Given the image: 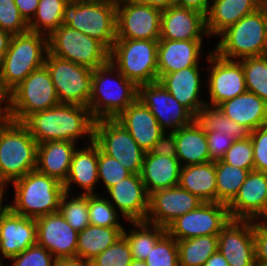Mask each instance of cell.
I'll return each mask as SVG.
<instances>
[{"mask_svg": "<svg viewBox=\"0 0 267 266\" xmlns=\"http://www.w3.org/2000/svg\"><path fill=\"white\" fill-rule=\"evenodd\" d=\"M23 124L38 144L49 141H72L81 146V141L94 140L95 119L88 107L60 103L50 109L29 116Z\"/></svg>", "mask_w": 267, "mask_h": 266, "instance_id": "6da1fadb", "label": "cell"}, {"mask_svg": "<svg viewBox=\"0 0 267 266\" xmlns=\"http://www.w3.org/2000/svg\"><path fill=\"white\" fill-rule=\"evenodd\" d=\"M137 99L138 86L120 73L110 61L93 70L88 108L95 121L115 119Z\"/></svg>", "mask_w": 267, "mask_h": 266, "instance_id": "7a4b0ae2", "label": "cell"}, {"mask_svg": "<svg viewBox=\"0 0 267 266\" xmlns=\"http://www.w3.org/2000/svg\"><path fill=\"white\" fill-rule=\"evenodd\" d=\"M38 143L28 128L6 118L0 124V187L36 170Z\"/></svg>", "mask_w": 267, "mask_h": 266, "instance_id": "3957f363", "label": "cell"}, {"mask_svg": "<svg viewBox=\"0 0 267 266\" xmlns=\"http://www.w3.org/2000/svg\"><path fill=\"white\" fill-rule=\"evenodd\" d=\"M11 188L14 191L13 199L11 193L9 201L12 203L10 209L16 214L34 219L58 212L61 198L65 193L62 183L37 170L15 180L7 190H12Z\"/></svg>", "mask_w": 267, "mask_h": 266, "instance_id": "277c9868", "label": "cell"}, {"mask_svg": "<svg viewBox=\"0 0 267 266\" xmlns=\"http://www.w3.org/2000/svg\"><path fill=\"white\" fill-rule=\"evenodd\" d=\"M215 40L213 51L225 59L266 55L267 16L262 6L228 27Z\"/></svg>", "mask_w": 267, "mask_h": 266, "instance_id": "5b68a950", "label": "cell"}, {"mask_svg": "<svg viewBox=\"0 0 267 266\" xmlns=\"http://www.w3.org/2000/svg\"><path fill=\"white\" fill-rule=\"evenodd\" d=\"M47 52L48 36L45 34L28 31L12 35L8 50L0 61L5 87L11 92L32 71L42 67Z\"/></svg>", "mask_w": 267, "mask_h": 266, "instance_id": "8992f818", "label": "cell"}, {"mask_svg": "<svg viewBox=\"0 0 267 266\" xmlns=\"http://www.w3.org/2000/svg\"><path fill=\"white\" fill-rule=\"evenodd\" d=\"M62 25L102 42L109 50L117 39L116 1H70L65 5Z\"/></svg>", "mask_w": 267, "mask_h": 266, "instance_id": "52a82bcc", "label": "cell"}, {"mask_svg": "<svg viewBox=\"0 0 267 266\" xmlns=\"http://www.w3.org/2000/svg\"><path fill=\"white\" fill-rule=\"evenodd\" d=\"M158 40L116 39L109 61L137 86L158 81Z\"/></svg>", "mask_w": 267, "mask_h": 266, "instance_id": "ba28073f", "label": "cell"}, {"mask_svg": "<svg viewBox=\"0 0 267 266\" xmlns=\"http://www.w3.org/2000/svg\"><path fill=\"white\" fill-rule=\"evenodd\" d=\"M60 104L50 73L45 65L32 71L10 92L6 117L23 123L34 113Z\"/></svg>", "mask_w": 267, "mask_h": 266, "instance_id": "9c48e42d", "label": "cell"}, {"mask_svg": "<svg viewBox=\"0 0 267 266\" xmlns=\"http://www.w3.org/2000/svg\"><path fill=\"white\" fill-rule=\"evenodd\" d=\"M48 52L94 70L109 62L110 50L99 40L61 25L48 36Z\"/></svg>", "mask_w": 267, "mask_h": 266, "instance_id": "30bf717a", "label": "cell"}, {"mask_svg": "<svg viewBox=\"0 0 267 266\" xmlns=\"http://www.w3.org/2000/svg\"><path fill=\"white\" fill-rule=\"evenodd\" d=\"M44 65L50 73L60 103L88 107L92 95V69L49 52Z\"/></svg>", "mask_w": 267, "mask_h": 266, "instance_id": "8fae6325", "label": "cell"}, {"mask_svg": "<svg viewBox=\"0 0 267 266\" xmlns=\"http://www.w3.org/2000/svg\"><path fill=\"white\" fill-rule=\"evenodd\" d=\"M94 141L131 174H140L146 152L116 119L95 121Z\"/></svg>", "mask_w": 267, "mask_h": 266, "instance_id": "7c38bea8", "label": "cell"}, {"mask_svg": "<svg viewBox=\"0 0 267 266\" xmlns=\"http://www.w3.org/2000/svg\"><path fill=\"white\" fill-rule=\"evenodd\" d=\"M203 63H207L205 75L207 104L218 106L247 91L240 60L225 59L212 50Z\"/></svg>", "mask_w": 267, "mask_h": 266, "instance_id": "4fadbf2b", "label": "cell"}, {"mask_svg": "<svg viewBox=\"0 0 267 266\" xmlns=\"http://www.w3.org/2000/svg\"><path fill=\"white\" fill-rule=\"evenodd\" d=\"M230 219L226 204L203 202L197 209L171 222L166 227V232L176 241L203 235H219Z\"/></svg>", "mask_w": 267, "mask_h": 266, "instance_id": "5bb4252c", "label": "cell"}, {"mask_svg": "<svg viewBox=\"0 0 267 266\" xmlns=\"http://www.w3.org/2000/svg\"><path fill=\"white\" fill-rule=\"evenodd\" d=\"M162 10L133 0L116 1L117 39H160Z\"/></svg>", "mask_w": 267, "mask_h": 266, "instance_id": "9a60e30c", "label": "cell"}, {"mask_svg": "<svg viewBox=\"0 0 267 266\" xmlns=\"http://www.w3.org/2000/svg\"><path fill=\"white\" fill-rule=\"evenodd\" d=\"M138 99L151 110L160 127L173 132L189 125L195 116L157 81L138 86Z\"/></svg>", "mask_w": 267, "mask_h": 266, "instance_id": "2e32d148", "label": "cell"}, {"mask_svg": "<svg viewBox=\"0 0 267 266\" xmlns=\"http://www.w3.org/2000/svg\"><path fill=\"white\" fill-rule=\"evenodd\" d=\"M202 203L197 196L179 185L156 190L149 194V208L145 221L166 228L176 218L197 209Z\"/></svg>", "mask_w": 267, "mask_h": 266, "instance_id": "e0dca14e", "label": "cell"}, {"mask_svg": "<svg viewBox=\"0 0 267 266\" xmlns=\"http://www.w3.org/2000/svg\"><path fill=\"white\" fill-rule=\"evenodd\" d=\"M218 250L229 266H255L253 220L230 219L218 235Z\"/></svg>", "mask_w": 267, "mask_h": 266, "instance_id": "ac0fdd59", "label": "cell"}, {"mask_svg": "<svg viewBox=\"0 0 267 266\" xmlns=\"http://www.w3.org/2000/svg\"><path fill=\"white\" fill-rule=\"evenodd\" d=\"M205 71L206 68L202 66L187 67L173 73L163 74L158 81L181 105L196 116L199 109L206 103V97H203L206 96L204 90L206 89V76H203L206 75Z\"/></svg>", "mask_w": 267, "mask_h": 266, "instance_id": "d6986e66", "label": "cell"}, {"mask_svg": "<svg viewBox=\"0 0 267 266\" xmlns=\"http://www.w3.org/2000/svg\"><path fill=\"white\" fill-rule=\"evenodd\" d=\"M103 195L123 216L125 223L146 220L149 194L140 174H130Z\"/></svg>", "mask_w": 267, "mask_h": 266, "instance_id": "ffe728a7", "label": "cell"}, {"mask_svg": "<svg viewBox=\"0 0 267 266\" xmlns=\"http://www.w3.org/2000/svg\"><path fill=\"white\" fill-rule=\"evenodd\" d=\"M227 207L231 219H266L267 173L250 171L237 195Z\"/></svg>", "mask_w": 267, "mask_h": 266, "instance_id": "44dd1931", "label": "cell"}, {"mask_svg": "<svg viewBox=\"0 0 267 266\" xmlns=\"http://www.w3.org/2000/svg\"><path fill=\"white\" fill-rule=\"evenodd\" d=\"M206 41L159 39L157 48L158 79L163 74L173 73L187 67L204 66L201 60H207V56L213 50L211 46V49L208 48L209 51H203L206 49L204 45Z\"/></svg>", "mask_w": 267, "mask_h": 266, "instance_id": "7402d4cb", "label": "cell"}, {"mask_svg": "<svg viewBox=\"0 0 267 266\" xmlns=\"http://www.w3.org/2000/svg\"><path fill=\"white\" fill-rule=\"evenodd\" d=\"M36 226L38 245L55 258L76 257L79 232L67 223L59 211L36 218Z\"/></svg>", "mask_w": 267, "mask_h": 266, "instance_id": "603a6c76", "label": "cell"}, {"mask_svg": "<svg viewBox=\"0 0 267 266\" xmlns=\"http://www.w3.org/2000/svg\"><path fill=\"white\" fill-rule=\"evenodd\" d=\"M160 39L208 40L205 15L199 11L172 5L161 14Z\"/></svg>", "mask_w": 267, "mask_h": 266, "instance_id": "cb8c5ba5", "label": "cell"}, {"mask_svg": "<svg viewBox=\"0 0 267 266\" xmlns=\"http://www.w3.org/2000/svg\"><path fill=\"white\" fill-rule=\"evenodd\" d=\"M82 146H78L73 154L69 175L63 184L64 190L69 194H101L98 188L96 190L99 185L98 144L93 140L87 145L84 143ZM73 188L80 191L73 193Z\"/></svg>", "mask_w": 267, "mask_h": 266, "instance_id": "d4e9b609", "label": "cell"}, {"mask_svg": "<svg viewBox=\"0 0 267 266\" xmlns=\"http://www.w3.org/2000/svg\"><path fill=\"white\" fill-rule=\"evenodd\" d=\"M35 244L36 219L21 216L9 209L0 222V257L6 262Z\"/></svg>", "mask_w": 267, "mask_h": 266, "instance_id": "484cf974", "label": "cell"}, {"mask_svg": "<svg viewBox=\"0 0 267 266\" xmlns=\"http://www.w3.org/2000/svg\"><path fill=\"white\" fill-rule=\"evenodd\" d=\"M115 119L126 128L145 152H149L153 144L165 132L151 110L139 99L130 104Z\"/></svg>", "mask_w": 267, "mask_h": 266, "instance_id": "4316f807", "label": "cell"}, {"mask_svg": "<svg viewBox=\"0 0 267 266\" xmlns=\"http://www.w3.org/2000/svg\"><path fill=\"white\" fill-rule=\"evenodd\" d=\"M78 145L72 141H49L38 144L36 170L64 184Z\"/></svg>", "mask_w": 267, "mask_h": 266, "instance_id": "83f0119b", "label": "cell"}, {"mask_svg": "<svg viewBox=\"0 0 267 266\" xmlns=\"http://www.w3.org/2000/svg\"><path fill=\"white\" fill-rule=\"evenodd\" d=\"M262 0H211L205 16L210 38H217L228 27L261 7Z\"/></svg>", "mask_w": 267, "mask_h": 266, "instance_id": "f1b7e54d", "label": "cell"}, {"mask_svg": "<svg viewBox=\"0 0 267 266\" xmlns=\"http://www.w3.org/2000/svg\"><path fill=\"white\" fill-rule=\"evenodd\" d=\"M222 113L250 131L267 125V103L256 94L246 91L218 105Z\"/></svg>", "mask_w": 267, "mask_h": 266, "instance_id": "f546056e", "label": "cell"}, {"mask_svg": "<svg viewBox=\"0 0 267 266\" xmlns=\"http://www.w3.org/2000/svg\"><path fill=\"white\" fill-rule=\"evenodd\" d=\"M181 165L176 157L159 156L146 152L141 179L148 194L179 184Z\"/></svg>", "mask_w": 267, "mask_h": 266, "instance_id": "4dcf8cb0", "label": "cell"}, {"mask_svg": "<svg viewBox=\"0 0 267 266\" xmlns=\"http://www.w3.org/2000/svg\"><path fill=\"white\" fill-rule=\"evenodd\" d=\"M177 159L181 167L211 161L206 132L194 120L174 131Z\"/></svg>", "mask_w": 267, "mask_h": 266, "instance_id": "1f68e13d", "label": "cell"}, {"mask_svg": "<svg viewBox=\"0 0 267 266\" xmlns=\"http://www.w3.org/2000/svg\"><path fill=\"white\" fill-rule=\"evenodd\" d=\"M178 185L203 202H217L215 161L181 167Z\"/></svg>", "mask_w": 267, "mask_h": 266, "instance_id": "d6a6232c", "label": "cell"}, {"mask_svg": "<svg viewBox=\"0 0 267 266\" xmlns=\"http://www.w3.org/2000/svg\"><path fill=\"white\" fill-rule=\"evenodd\" d=\"M124 228L89 225L78 234L76 257L91 261L122 237Z\"/></svg>", "mask_w": 267, "mask_h": 266, "instance_id": "836d02e7", "label": "cell"}, {"mask_svg": "<svg viewBox=\"0 0 267 266\" xmlns=\"http://www.w3.org/2000/svg\"><path fill=\"white\" fill-rule=\"evenodd\" d=\"M122 236L127 240L132 257L145 261L157 241L166 233V228L146 221L128 222ZM130 230V231H129Z\"/></svg>", "mask_w": 267, "mask_h": 266, "instance_id": "e575fe53", "label": "cell"}, {"mask_svg": "<svg viewBox=\"0 0 267 266\" xmlns=\"http://www.w3.org/2000/svg\"><path fill=\"white\" fill-rule=\"evenodd\" d=\"M195 121L205 132L227 133L233 141H245L250 137L251 131L248 128L226 117L215 105L205 103L195 116Z\"/></svg>", "mask_w": 267, "mask_h": 266, "instance_id": "d590c367", "label": "cell"}, {"mask_svg": "<svg viewBox=\"0 0 267 266\" xmlns=\"http://www.w3.org/2000/svg\"><path fill=\"white\" fill-rule=\"evenodd\" d=\"M179 266H203L218 250V235H203L177 241Z\"/></svg>", "mask_w": 267, "mask_h": 266, "instance_id": "8d00e7d4", "label": "cell"}, {"mask_svg": "<svg viewBox=\"0 0 267 266\" xmlns=\"http://www.w3.org/2000/svg\"><path fill=\"white\" fill-rule=\"evenodd\" d=\"M215 172L217 202L228 205L237 195L250 171L217 160L215 161Z\"/></svg>", "mask_w": 267, "mask_h": 266, "instance_id": "74e56055", "label": "cell"}, {"mask_svg": "<svg viewBox=\"0 0 267 266\" xmlns=\"http://www.w3.org/2000/svg\"><path fill=\"white\" fill-rule=\"evenodd\" d=\"M69 0H39L37 11L28 23L29 31L49 36L62 25L65 5Z\"/></svg>", "mask_w": 267, "mask_h": 266, "instance_id": "f35d334b", "label": "cell"}, {"mask_svg": "<svg viewBox=\"0 0 267 266\" xmlns=\"http://www.w3.org/2000/svg\"><path fill=\"white\" fill-rule=\"evenodd\" d=\"M247 91L267 103V54L240 59Z\"/></svg>", "mask_w": 267, "mask_h": 266, "instance_id": "ab89813d", "label": "cell"}, {"mask_svg": "<svg viewBox=\"0 0 267 266\" xmlns=\"http://www.w3.org/2000/svg\"><path fill=\"white\" fill-rule=\"evenodd\" d=\"M59 212L67 223L80 232L88 227V195L64 193L59 206Z\"/></svg>", "mask_w": 267, "mask_h": 266, "instance_id": "60d3db41", "label": "cell"}, {"mask_svg": "<svg viewBox=\"0 0 267 266\" xmlns=\"http://www.w3.org/2000/svg\"><path fill=\"white\" fill-rule=\"evenodd\" d=\"M88 215L90 225L100 227H126L127 225L123 226L125 219L103 194L88 195Z\"/></svg>", "mask_w": 267, "mask_h": 266, "instance_id": "b9f144b4", "label": "cell"}, {"mask_svg": "<svg viewBox=\"0 0 267 266\" xmlns=\"http://www.w3.org/2000/svg\"><path fill=\"white\" fill-rule=\"evenodd\" d=\"M131 173L118 160L105 154L98 146L99 190L104 194L110 187L123 180ZM103 185V187H102Z\"/></svg>", "mask_w": 267, "mask_h": 266, "instance_id": "7bdbcfd3", "label": "cell"}, {"mask_svg": "<svg viewBox=\"0 0 267 266\" xmlns=\"http://www.w3.org/2000/svg\"><path fill=\"white\" fill-rule=\"evenodd\" d=\"M145 262L147 266H179L177 241L166 232L152 248Z\"/></svg>", "mask_w": 267, "mask_h": 266, "instance_id": "ee69618b", "label": "cell"}, {"mask_svg": "<svg viewBox=\"0 0 267 266\" xmlns=\"http://www.w3.org/2000/svg\"><path fill=\"white\" fill-rule=\"evenodd\" d=\"M132 261L130 247L123 236L91 260L93 266H129Z\"/></svg>", "mask_w": 267, "mask_h": 266, "instance_id": "f6af8a7d", "label": "cell"}, {"mask_svg": "<svg viewBox=\"0 0 267 266\" xmlns=\"http://www.w3.org/2000/svg\"><path fill=\"white\" fill-rule=\"evenodd\" d=\"M0 29L11 35L29 31L28 23L21 16L14 0H0Z\"/></svg>", "mask_w": 267, "mask_h": 266, "instance_id": "bcb514c9", "label": "cell"}, {"mask_svg": "<svg viewBox=\"0 0 267 266\" xmlns=\"http://www.w3.org/2000/svg\"><path fill=\"white\" fill-rule=\"evenodd\" d=\"M221 160L238 168L254 170L253 143L250 137L245 141H234Z\"/></svg>", "mask_w": 267, "mask_h": 266, "instance_id": "7dc6e473", "label": "cell"}, {"mask_svg": "<svg viewBox=\"0 0 267 266\" xmlns=\"http://www.w3.org/2000/svg\"><path fill=\"white\" fill-rule=\"evenodd\" d=\"M55 257L43 246L32 245L7 262L10 266H54ZM11 260V261H10Z\"/></svg>", "mask_w": 267, "mask_h": 266, "instance_id": "c3c4849f", "label": "cell"}, {"mask_svg": "<svg viewBox=\"0 0 267 266\" xmlns=\"http://www.w3.org/2000/svg\"><path fill=\"white\" fill-rule=\"evenodd\" d=\"M253 143L254 170L267 173V125L250 133Z\"/></svg>", "mask_w": 267, "mask_h": 266, "instance_id": "681fc988", "label": "cell"}, {"mask_svg": "<svg viewBox=\"0 0 267 266\" xmlns=\"http://www.w3.org/2000/svg\"><path fill=\"white\" fill-rule=\"evenodd\" d=\"M256 263L267 265V219L253 220Z\"/></svg>", "mask_w": 267, "mask_h": 266, "instance_id": "f907efd6", "label": "cell"}, {"mask_svg": "<svg viewBox=\"0 0 267 266\" xmlns=\"http://www.w3.org/2000/svg\"><path fill=\"white\" fill-rule=\"evenodd\" d=\"M206 137L211 161L221 160L234 142L227 133L221 134L219 131L206 132Z\"/></svg>", "mask_w": 267, "mask_h": 266, "instance_id": "816d5d0a", "label": "cell"}, {"mask_svg": "<svg viewBox=\"0 0 267 266\" xmlns=\"http://www.w3.org/2000/svg\"><path fill=\"white\" fill-rule=\"evenodd\" d=\"M149 153L159 156L177 157L174 131H165L153 144Z\"/></svg>", "mask_w": 267, "mask_h": 266, "instance_id": "f5cc1de1", "label": "cell"}, {"mask_svg": "<svg viewBox=\"0 0 267 266\" xmlns=\"http://www.w3.org/2000/svg\"><path fill=\"white\" fill-rule=\"evenodd\" d=\"M14 2L21 16L29 23L37 11L39 0H14Z\"/></svg>", "mask_w": 267, "mask_h": 266, "instance_id": "db71d44e", "label": "cell"}, {"mask_svg": "<svg viewBox=\"0 0 267 266\" xmlns=\"http://www.w3.org/2000/svg\"><path fill=\"white\" fill-rule=\"evenodd\" d=\"M211 0H174V5L201 12L205 16L210 8Z\"/></svg>", "mask_w": 267, "mask_h": 266, "instance_id": "11a10c76", "label": "cell"}, {"mask_svg": "<svg viewBox=\"0 0 267 266\" xmlns=\"http://www.w3.org/2000/svg\"><path fill=\"white\" fill-rule=\"evenodd\" d=\"M10 106V91L5 87L0 70V115L6 116Z\"/></svg>", "mask_w": 267, "mask_h": 266, "instance_id": "9f6ffc18", "label": "cell"}, {"mask_svg": "<svg viewBox=\"0 0 267 266\" xmlns=\"http://www.w3.org/2000/svg\"><path fill=\"white\" fill-rule=\"evenodd\" d=\"M54 266H93L90 260L80 257L56 258Z\"/></svg>", "mask_w": 267, "mask_h": 266, "instance_id": "6f0895ef", "label": "cell"}, {"mask_svg": "<svg viewBox=\"0 0 267 266\" xmlns=\"http://www.w3.org/2000/svg\"><path fill=\"white\" fill-rule=\"evenodd\" d=\"M140 4H146L151 7L158 8L160 10H165L168 7L174 5V0H133Z\"/></svg>", "mask_w": 267, "mask_h": 266, "instance_id": "680465c9", "label": "cell"}, {"mask_svg": "<svg viewBox=\"0 0 267 266\" xmlns=\"http://www.w3.org/2000/svg\"><path fill=\"white\" fill-rule=\"evenodd\" d=\"M9 191H7L6 187H0V222L3 216L8 212L10 209V203L8 202L9 199ZM8 195V196H7ZM8 203V204H7Z\"/></svg>", "mask_w": 267, "mask_h": 266, "instance_id": "91938a15", "label": "cell"}, {"mask_svg": "<svg viewBox=\"0 0 267 266\" xmlns=\"http://www.w3.org/2000/svg\"><path fill=\"white\" fill-rule=\"evenodd\" d=\"M203 266H229L223 255L217 250L205 262Z\"/></svg>", "mask_w": 267, "mask_h": 266, "instance_id": "94428289", "label": "cell"}, {"mask_svg": "<svg viewBox=\"0 0 267 266\" xmlns=\"http://www.w3.org/2000/svg\"><path fill=\"white\" fill-rule=\"evenodd\" d=\"M11 37L10 33L0 29V61L8 50Z\"/></svg>", "mask_w": 267, "mask_h": 266, "instance_id": "6125c7cd", "label": "cell"}, {"mask_svg": "<svg viewBox=\"0 0 267 266\" xmlns=\"http://www.w3.org/2000/svg\"><path fill=\"white\" fill-rule=\"evenodd\" d=\"M129 266H147V264L145 261L133 259Z\"/></svg>", "mask_w": 267, "mask_h": 266, "instance_id": "be15d7a7", "label": "cell"}, {"mask_svg": "<svg viewBox=\"0 0 267 266\" xmlns=\"http://www.w3.org/2000/svg\"><path fill=\"white\" fill-rule=\"evenodd\" d=\"M70 1L110 2V1H116V0H70Z\"/></svg>", "mask_w": 267, "mask_h": 266, "instance_id": "e7e4bbea", "label": "cell"}, {"mask_svg": "<svg viewBox=\"0 0 267 266\" xmlns=\"http://www.w3.org/2000/svg\"><path fill=\"white\" fill-rule=\"evenodd\" d=\"M261 6L264 9L266 16H267V0H262L261 1Z\"/></svg>", "mask_w": 267, "mask_h": 266, "instance_id": "03108f58", "label": "cell"}, {"mask_svg": "<svg viewBox=\"0 0 267 266\" xmlns=\"http://www.w3.org/2000/svg\"><path fill=\"white\" fill-rule=\"evenodd\" d=\"M5 260H3L1 257H0V266H6V264L4 263Z\"/></svg>", "mask_w": 267, "mask_h": 266, "instance_id": "003e7915", "label": "cell"}, {"mask_svg": "<svg viewBox=\"0 0 267 266\" xmlns=\"http://www.w3.org/2000/svg\"><path fill=\"white\" fill-rule=\"evenodd\" d=\"M6 118H7L6 116H2V115H0V124H1Z\"/></svg>", "mask_w": 267, "mask_h": 266, "instance_id": "a7ac6f4b", "label": "cell"}, {"mask_svg": "<svg viewBox=\"0 0 267 266\" xmlns=\"http://www.w3.org/2000/svg\"><path fill=\"white\" fill-rule=\"evenodd\" d=\"M255 266H267V265H262V264L256 263Z\"/></svg>", "mask_w": 267, "mask_h": 266, "instance_id": "89a4df30", "label": "cell"}]
</instances>
